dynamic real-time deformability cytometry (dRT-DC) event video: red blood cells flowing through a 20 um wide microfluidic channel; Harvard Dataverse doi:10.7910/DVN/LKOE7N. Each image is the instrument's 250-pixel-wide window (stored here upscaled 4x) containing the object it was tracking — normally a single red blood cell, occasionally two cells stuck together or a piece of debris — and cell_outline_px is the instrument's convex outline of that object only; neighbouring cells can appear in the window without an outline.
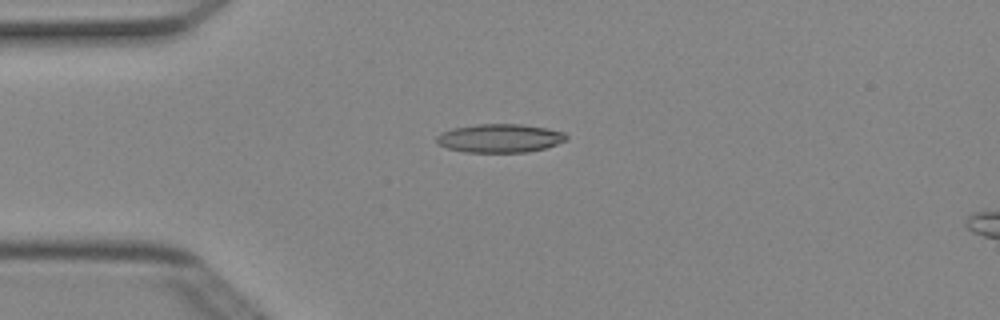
{"species": "Egyptian fruit bat (a non-hibernating species)", "species_latin": "Rousettus aegyptiacus", "temperature_condition": "cold", "stored_images_in_passage": 6, "camera_frame_rate_fps": 3000, "um_per_image_px": 0.085, "animal": {"sex": "female"}, "frame": {"image": 1, "passage_image": 2, "time_ms": 0.333, "image_size_px": [1000, 320], "cell_outline_px": [[568, 136], [564, 140], [556, 144], [544, 148], [528, 152], [464, 152], [448, 148], [436, 144], [436, 136], [440, 132], [452, 128], [476, 124], [520, 124], [548, 128], [564, 132]], "centroid_in_image_um": [42.44, 11.74], "position_along_channel_um": 42.6, "area_um2": 21.68}}
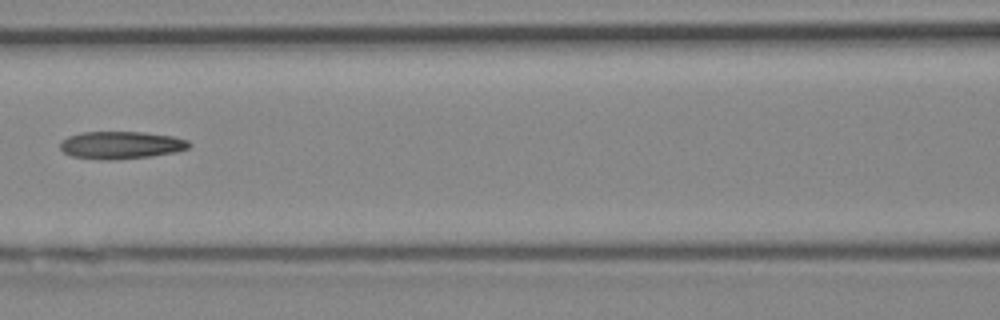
{"frame": {"image": 2, "passage_image": 5, "time_ms": 1.333, "image_size_px": [1000, 320], "cell_outline_px": [[192, 144], [188, 148], [176, 152], [152, 156], [112, 160], [100, 160], [72, 156], [64, 152], [60, 148], [60, 144], [68, 136], [80, 132], [144, 132], [172, 136], [188, 140]], "centroid_in_image_um": [10.3, 12.33], "position_along_channel_um": 156.3, "area_um2": 20.75}}
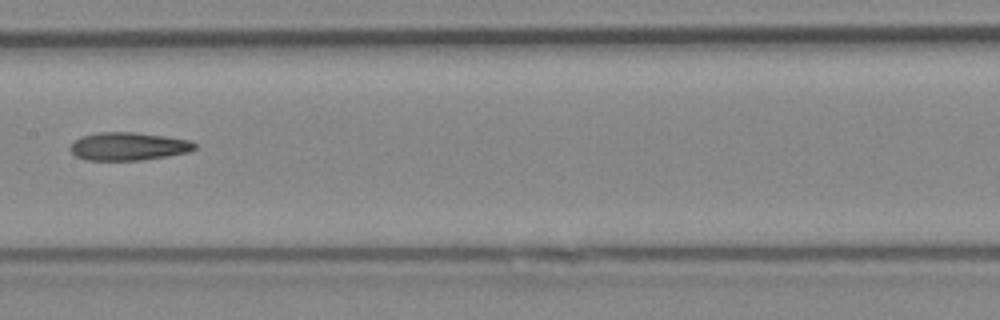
{"frame": {"image": 3, "passage_image": 6, "time_ms": 1.667, "image_size_px": [1000, 320], "cell_outline_px": [[196, 148], [188, 152], [168, 156], [140, 160], [84, 160], [76, 156], [68, 148], [80, 136], [96, 132], [136, 132], [192, 140], [196, 144]], "centroid_in_image_um": [10.91, 12.43], "position_along_channel_um": 196.5, "area_um2": 20.46}}